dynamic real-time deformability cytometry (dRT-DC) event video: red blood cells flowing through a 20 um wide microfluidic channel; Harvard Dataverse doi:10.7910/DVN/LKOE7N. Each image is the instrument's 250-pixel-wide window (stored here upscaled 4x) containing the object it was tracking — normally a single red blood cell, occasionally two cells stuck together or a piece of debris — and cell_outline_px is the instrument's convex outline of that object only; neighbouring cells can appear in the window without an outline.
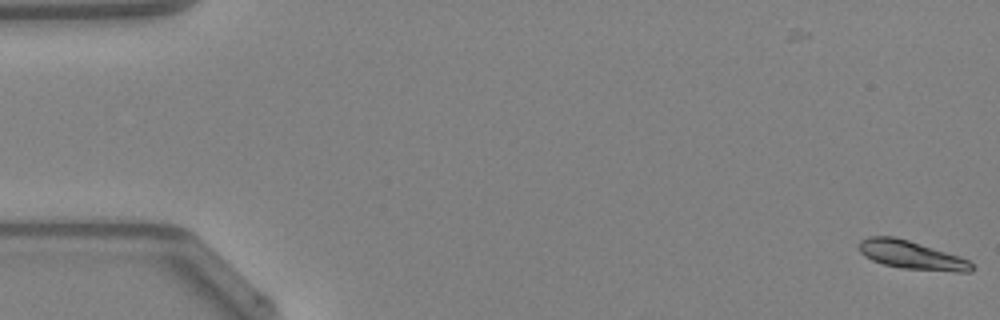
{"species": "Egyptian fruit bat (a non-hibernating species)", "species_latin": "Rousettus aegyptiacus", "temperature_condition": "warm", "stored_images_in_passage": 5, "camera_frame_rate_fps": 3000, "um_per_image_px": 0.085, "animal": {"sex": "female"}, "frame": {"image": 1, "passage_image": 5, "time_ms": 1.333, "image_size_px": [1000, 320], "cell_outline_px": [[976, 268], [972, 272], [956, 272], [904, 268], [884, 264], [872, 260], [864, 256], [860, 252], [856, 244], [860, 240], [868, 236], [892, 236], [908, 240], [960, 256], [968, 260]], "centroid_in_image_um": [77.47, 21.67], "position_along_channel_um": 7.5, "area_um2": 18.73}}